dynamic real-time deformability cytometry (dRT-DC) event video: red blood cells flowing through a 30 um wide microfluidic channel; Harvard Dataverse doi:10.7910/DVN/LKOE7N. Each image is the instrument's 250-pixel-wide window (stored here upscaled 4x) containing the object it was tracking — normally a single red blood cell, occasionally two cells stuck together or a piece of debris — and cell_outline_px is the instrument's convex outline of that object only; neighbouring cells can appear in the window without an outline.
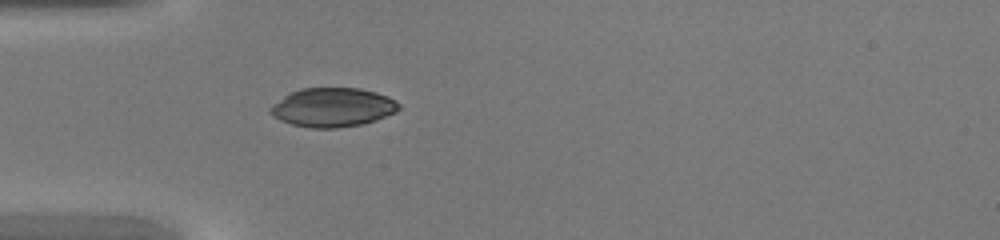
{"species": "common noctule bat (a hibernating species)", "species_latin": "Nyctalus noctula", "temperature_condition": "warm", "stored_images_in_passage": 32, "camera_frame_rate_fps": 3000, "um_per_image_px": 0.085, "animal": {"sex": "female", "body_mass_g": 20.0, "forearm_length_mm": 54.0}, "frame": {"image": 1, "passage_image": 1, "time_ms": 0.0, "image_size_px": [1000, 240], "cell_outline_px": [[400, 108], [396, 112], [376, 120], [364, 124], [336, 128], [312, 128], [292, 124], [280, 120], [272, 116], [268, 112], [268, 108], [272, 104], [284, 96], [300, 88], [360, 88], [376, 92], [388, 96], [396, 100], [400, 104]], "centroid_in_image_um": [28.28, 9.13], "position_along_channel_um": 56.7, "area_um2": 29.42}}
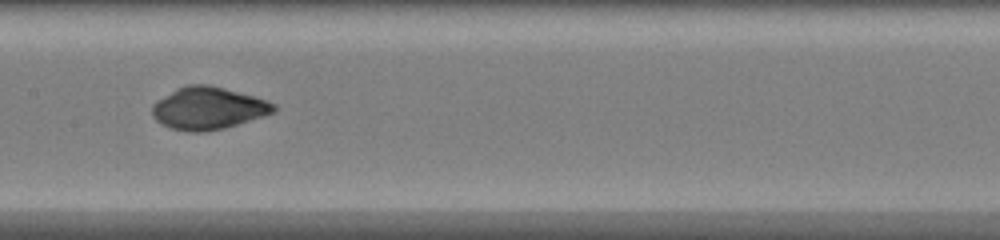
{"frame": {"image": 2, "passage_image": 10, "time_ms": 3.0, "image_size_px": [1000, 240], "cell_outline_px": [[276, 112], [264, 116], [224, 128], [204, 132], [188, 132], [172, 128], [156, 120], [152, 116], [152, 104], [156, 100], [176, 88], [188, 84], [208, 84], [224, 88], [268, 100], [276, 104]], "centroid_in_image_um": [17.7, 9.19], "position_along_channel_um": 189.7, "area_um2": 30.11}}
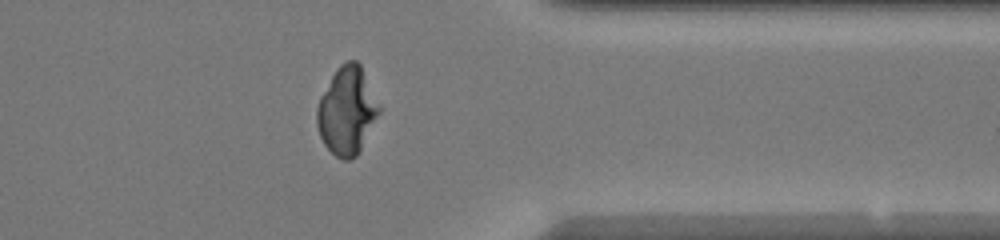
{"frame": {"image": 3, "passage_image": 23, "time_ms": 7.333, "image_size_px": [1000, 240], "cell_outline_px": [[380, 112], [356, 156], [348, 160], [344, 160], [336, 156], [324, 144], [320, 136], [316, 124], [316, 108], [320, 96], [336, 68], [340, 64], [348, 60], [356, 60], [360, 64], [380, 108]], "centroid_in_image_um": [29.45, 9.4], "position_along_channel_um": 381.9, "area_um2": 31.33}}